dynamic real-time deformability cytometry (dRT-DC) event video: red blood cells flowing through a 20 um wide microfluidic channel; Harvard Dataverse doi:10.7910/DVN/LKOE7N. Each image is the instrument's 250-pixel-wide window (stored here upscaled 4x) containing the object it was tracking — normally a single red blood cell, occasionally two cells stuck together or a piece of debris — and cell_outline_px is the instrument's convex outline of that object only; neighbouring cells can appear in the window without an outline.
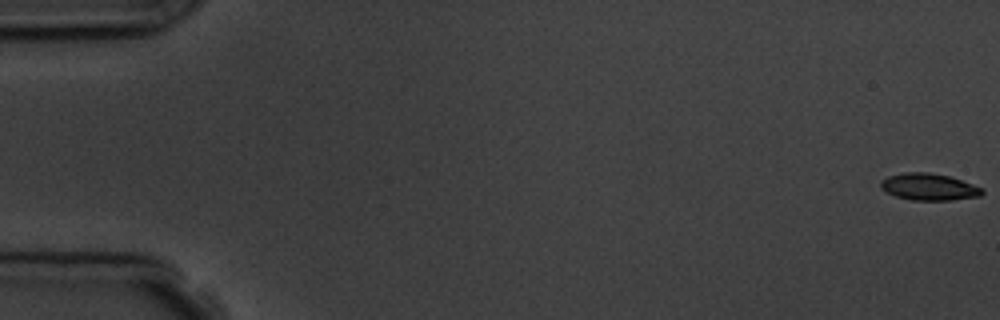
{"species": "common noctule bat (a hibernating species)", "species_latin": "Nyctalus noctula", "temperature_condition": "room temperature", "stored_images_in_passage": 7, "camera_frame_rate_fps": 3000, "um_per_image_px": 0.085, "animal": {"sex": "male", "body_mass_g": 19.5, "forearm_length_mm": 54.6}, "frame": {"image": 1, "passage_image": 1, "time_ms": 0.0, "image_size_px": [1000, 320], "cell_outline_px": [[984, 192], [980, 196], [952, 200], [912, 200], [896, 196], [880, 188], [880, 180], [888, 176], [904, 172], [928, 172], [948, 176], [984, 188]], "centroid_in_image_um": [78.95, 15.88], "position_along_channel_um": 6.0, "area_um2": 15.84}}
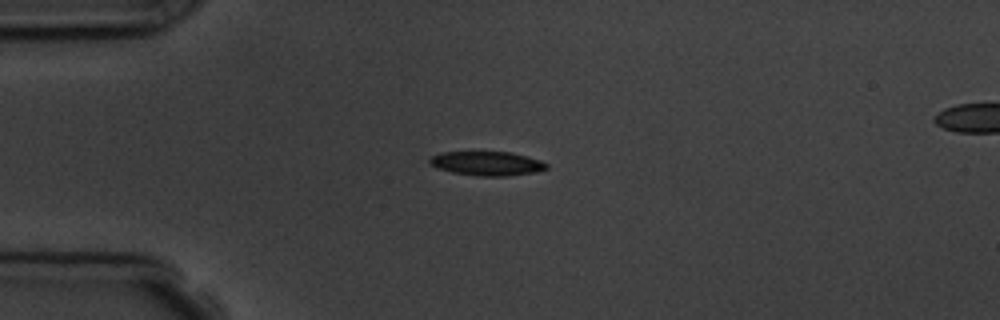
{"frame": {"image": 2, "passage_image": 5, "time_ms": 4.667, "image_size_px": [1000, 320], "cell_outline_px": [[548, 168], [536, 172], [508, 176], [476, 176], [452, 172], [436, 168], [428, 160], [432, 156], [444, 152], [512, 152], [540, 160], [548, 164]], "centroid_in_image_um": [41.42, 13.9], "position_along_channel_um": 43.6, "area_um2": 16.42}}